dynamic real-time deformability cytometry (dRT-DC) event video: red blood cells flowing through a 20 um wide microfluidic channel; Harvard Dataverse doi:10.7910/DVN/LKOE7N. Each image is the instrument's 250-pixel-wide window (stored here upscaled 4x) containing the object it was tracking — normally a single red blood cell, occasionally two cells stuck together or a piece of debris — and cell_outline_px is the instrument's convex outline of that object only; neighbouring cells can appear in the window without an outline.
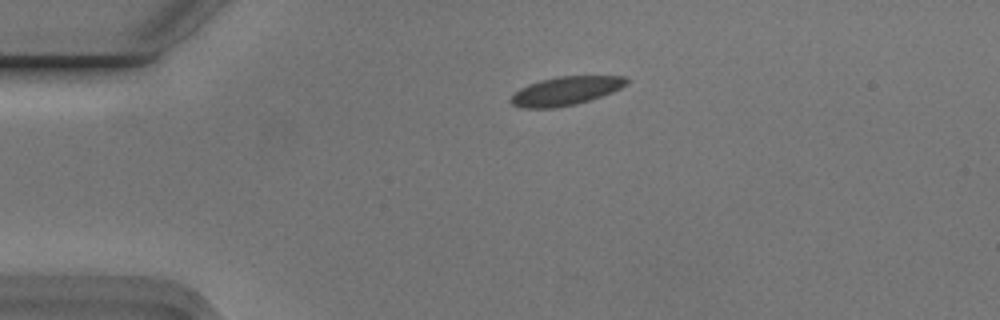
{"species": "Egyptian fruit bat (a non-hibernating species)", "species_latin": "Rousettus aegyptiacus", "temperature_condition": "cold", "stored_images_in_passage": 4, "camera_frame_rate_fps": 3000, "um_per_image_px": 0.085, "animal": {"sex": "male"}, "frame": {"image": 1, "passage_image": 3, "time_ms": 0.667, "image_size_px": [1000, 320], "cell_outline_px": [[628, 84], [612, 92], [576, 104], [556, 108], [520, 108], [512, 104], [508, 100], [520, 88], [528, 84], [540, 80], [560, 76], [624, 76], [628, 80]], "centroid_in_image_um": [48.06, 7.73], "position_along_channel_um": 36.9, "area_um2": 19.25}}